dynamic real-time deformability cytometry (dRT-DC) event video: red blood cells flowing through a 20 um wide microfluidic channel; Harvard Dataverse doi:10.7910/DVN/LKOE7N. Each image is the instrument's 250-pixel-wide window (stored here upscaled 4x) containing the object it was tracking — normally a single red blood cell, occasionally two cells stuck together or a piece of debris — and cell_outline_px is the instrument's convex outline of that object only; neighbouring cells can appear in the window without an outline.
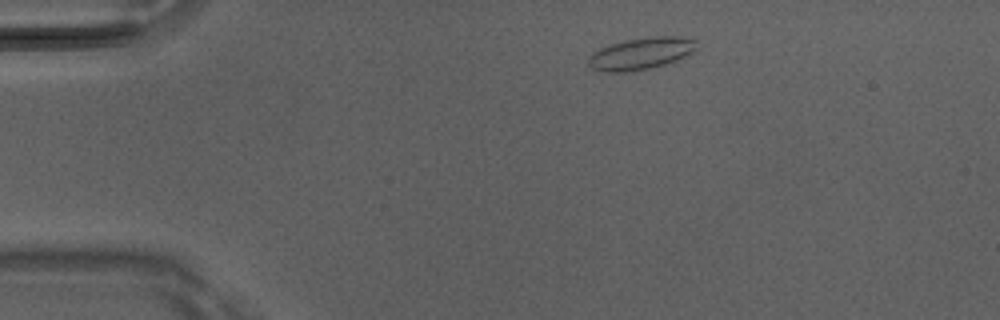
{"species": "Egyptian fruit bat (a non-hibernating species)", "species_latin": "Rousettus aegyptiacus", "temperature_condition": "room temperature", "stored_images_in_passage": 4, "camera_frame_rate_fps": 3000, "um_per_image_px": 0.085, "animal": {"sex": "male"}, "frame": {"image": 1, "passage_image": 1, "time_ms": 0.0, "image_size_px": [1000, 320], "cell_outline_px": [[696, 48], [692, 52], [676, 60], [664, 64], [632, 72], [600, 72], [592, 68], [588, 64], [588, 56], [600, 48], [624, 40], [648, 36], [680, 36], [696, 40]], "centroid_in_image_um": [54.45, 4.55], "position_along_channel_um": 30.6, "area_um2": 20.17}}